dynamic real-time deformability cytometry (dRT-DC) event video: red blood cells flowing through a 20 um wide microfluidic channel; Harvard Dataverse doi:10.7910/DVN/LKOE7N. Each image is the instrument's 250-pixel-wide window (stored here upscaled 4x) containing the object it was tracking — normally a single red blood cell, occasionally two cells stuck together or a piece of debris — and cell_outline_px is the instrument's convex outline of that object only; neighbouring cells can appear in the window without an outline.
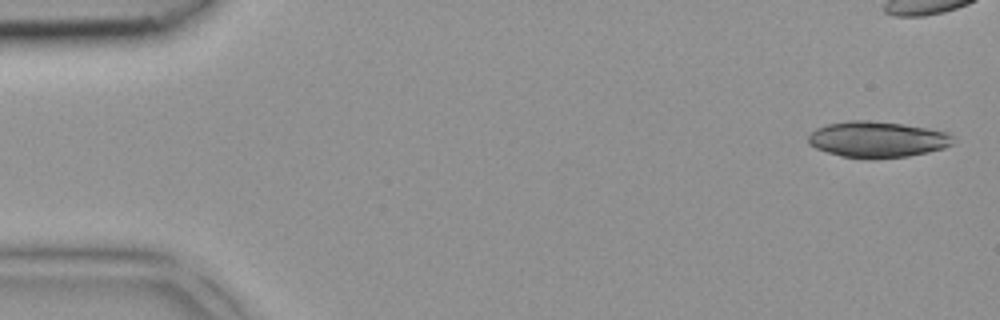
{"species": "common noctule bat (a hibernating species)", "species_latin": "Nyctalus noctula", "temperature_condition": "room temperature", "stored_images_in_passage": 5, "camera_frame_rate_fps": 3000, "um_per_image_px": 0.085, "animal": {"sex": "female", "body_mass_g": 18.4}, "frame": {"image": 1, "passage_image": 1, "time_ms": 0.0, "image_size_px": [1000, 320], "cell_outline_px": [[956, 140], [952, 144], [944, 148], [928, 152], [908, 156], [872, 160], [840, 156], [816, 148], [808, 144], [808, 136], [816, 128], [828, 124], [848, 120], [868, 120], [904, 124], [928, 128], [948, 132]], "centroid_in_image_um": [74.59, 11.86], "position_along_channel_um": 10.4, "area_um2": 30.81}}